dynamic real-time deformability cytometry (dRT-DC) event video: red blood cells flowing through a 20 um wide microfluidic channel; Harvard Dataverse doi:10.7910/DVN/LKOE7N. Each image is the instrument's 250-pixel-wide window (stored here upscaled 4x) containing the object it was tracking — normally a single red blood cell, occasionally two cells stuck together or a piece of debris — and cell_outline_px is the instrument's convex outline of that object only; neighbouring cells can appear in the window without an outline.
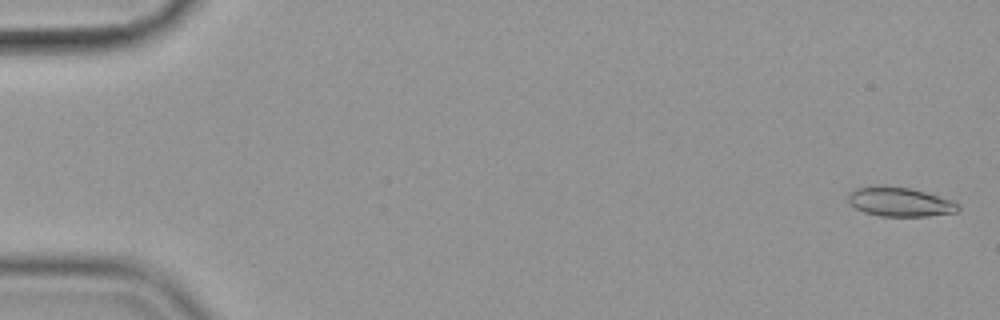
{"species": "common noctule bat (a hibernating species)", "species_latin": "Nyctalus noctula", "temperature_condition": "cold", "stored_images_in_passage": 57, "camera_frame_rate_fps": 3000, "um_per_image_px": 0.085, "animal": {"sex": "female", "body_mass_g": 19.9}, "frame": {"image": 1, "passage_image": 2, "time_ms": 0.333, "image_size_px": [1000, 320], "cell_outline_px": [[960, 208], [956, 212], [928, 216], [880, 216], [864, 212], [848, 204], [848, 192], [856, 188], [876, 184], [880, 184], [908, 188], [924, 192], [952, 200], [960, 204]], "centroid_in_image_um": [76.44, 17.14], "position_along_channel_um": 8.6, "area_um2": 18.96}}
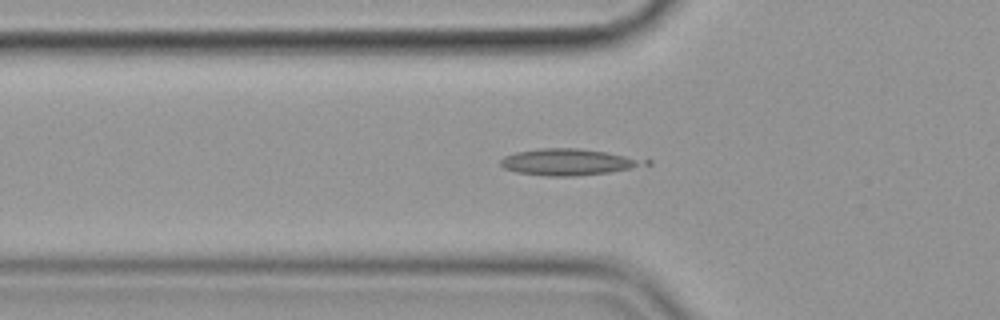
{"frame": {"image": 2, "passage_image": 20, "time_ms": 6.333, "image_size_px": [1000, 320], "cell_outline_px": [[652, 164], [632, 168], [608, 172], [576, 176], [548, 176], [516, 172], [504, 168], [500, 164], [500, 160], [504, 156], [516, 152], [540, 148], [580, 148], [652, 160]], "centroid_in_image_um": [48.34, 13.77], "position_along_channel_um": 77.5, "area_um2": 22.25}}
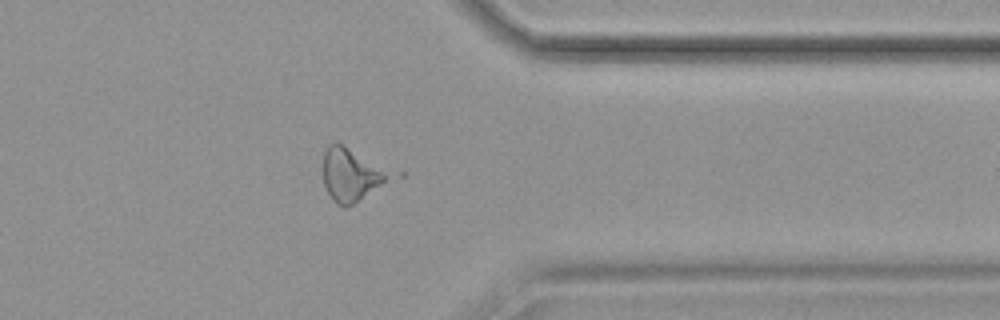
{"frame": {"image": 3, "passage_image": 46, "time_ms": 15.0, "image_size_px": [1000, 320], "cell_outline_px": [[392, 176], [352, 204], [344, 208], [336, 204], [332, 200], [324, 184], [324, 152], [328, 144], [336, 140]], "centroid_in_image_um": [29.7, 14.85], "position_along_channel_um": 381.7, "area_um2": 19.25}}